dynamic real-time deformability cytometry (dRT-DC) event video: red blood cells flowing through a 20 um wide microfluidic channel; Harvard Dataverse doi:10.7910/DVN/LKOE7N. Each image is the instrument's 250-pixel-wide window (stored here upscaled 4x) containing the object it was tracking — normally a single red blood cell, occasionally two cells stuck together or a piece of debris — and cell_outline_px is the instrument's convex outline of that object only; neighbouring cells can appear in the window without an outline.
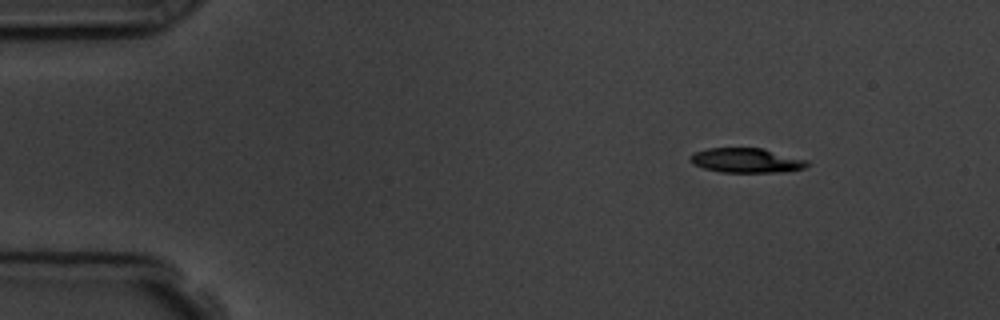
{"species": "common noctule bat (a hibernating species)", "species_latin": "Nyctalus noctula", "temperature_condition": "room temperature", "stored_images_in_passage": 9, "camera_frame_rate_fps": 3000, "um_per_image_px": 0.085, "animal": {"sex": "male", "body_mass_g": 19.5, "forearm_length_mm": 54.6}, "frame": {"image": 1, "passage_image": 1, "time_ms": 0.0, "image_size_px": [1000, 320], "cell_outline_px": [[808, 164], [804, 168], [784, 172], [720, 172], [704, 168], [692, 164], [688, 160], [696, 152], [708, 148], [764, 148], [808, 160]], "centroid_in_image_um": [63.46, 13.64], "position_along_channel_um": 21.5, "area_um2": 16.76}}
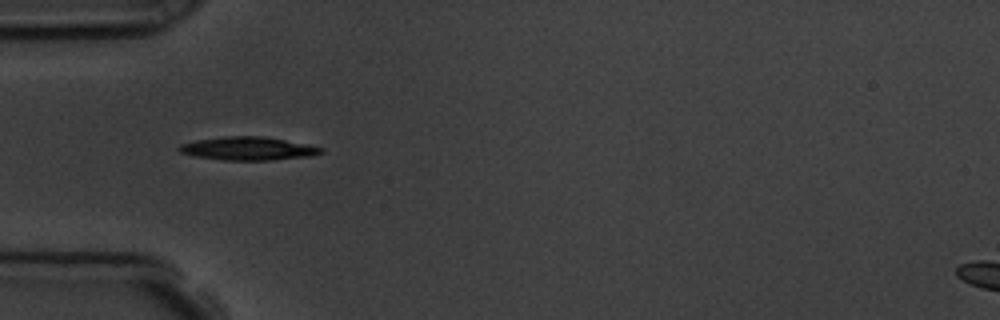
{"frame": {"image": 2, "passage_image": 4, "time_ms": 3.333, "image_size_px": [1000, 320], "cell_outline_px": [[324, 152], [312, 156], [272, 160], [224, 160], [192, 156], [180, 152], [176, 148], [180, 144], [196, 140], [224, 136], [264, 136], [324, 148]], "centroid_in_image_um": [21.05, 12.63], "position_along_channel_um": 63.9, "area_um2": 19.31}}
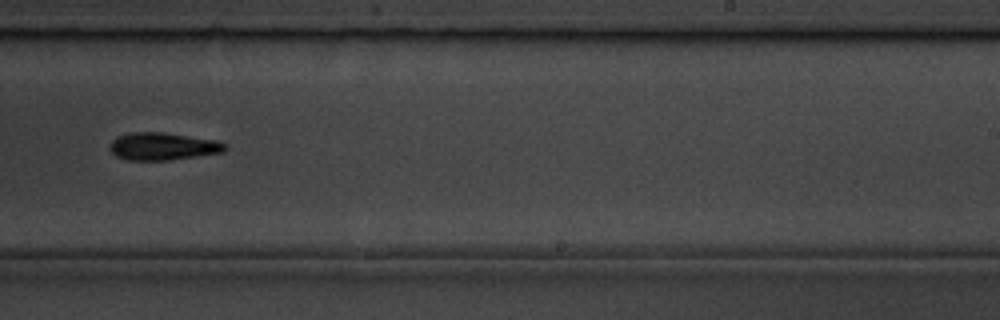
{"frame": {"image": 3, "passage_image": 9, "time_ms": 9.0, "image_size_px": [1000, 320], "cell_outline_px": [[228, 148], [224, 152], [168, 160], [128, 160], [116, 156], [108, 148], [112, 140], [116, 136], [128, 132], [164, 132], [220, 140], [228, 144]], "centroid_in_image_um": [13.87, 12.42], "position_along_channel_um": 275.1, "area_um2": 18.84}}